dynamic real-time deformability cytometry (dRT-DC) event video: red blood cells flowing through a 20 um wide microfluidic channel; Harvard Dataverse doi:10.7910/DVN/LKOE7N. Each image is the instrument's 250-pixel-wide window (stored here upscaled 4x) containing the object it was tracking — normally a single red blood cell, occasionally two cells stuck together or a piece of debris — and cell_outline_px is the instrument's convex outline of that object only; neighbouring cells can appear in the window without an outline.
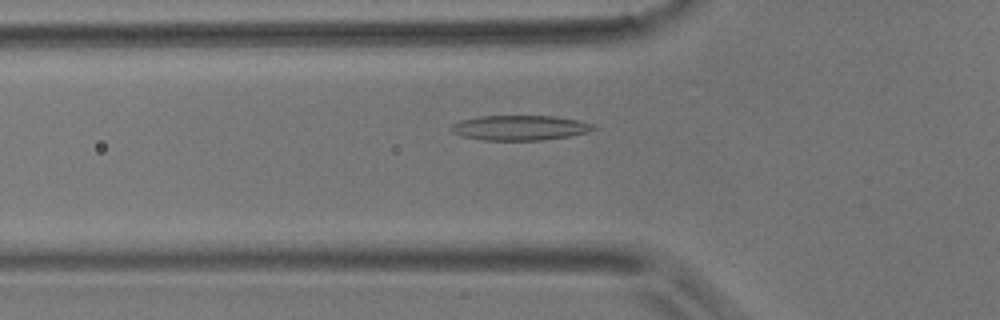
{"species": "common noctule bat (a hibernating species)", "species_latin": "Nyctalus noctula", "temperature_condition": "room temperature", "stored_images_in_passage": 40, "camera_frame_rate_fps": 3000, "um_per_image_px": 0.085, "animal": {"sex": "male", "body_mass_g": 17.9}, "frame": {"image": 1, "passage_image": 4, "time_ms": 1.0, "image_size_px": [1000, 320], "cell_outline_px": [[596, 128], [588, 132], [568, 136], [544, 140], [484, 140], [460, 136], [452, 132], [448, 128], [452, 124], [460, 120], [480, 116], [556, 116], [576, 120], [592, 124]], "centroid_in_image_um": [44.13, 10.86], "position_along_channel_um": 81.7, "area_um2": 20.69}}
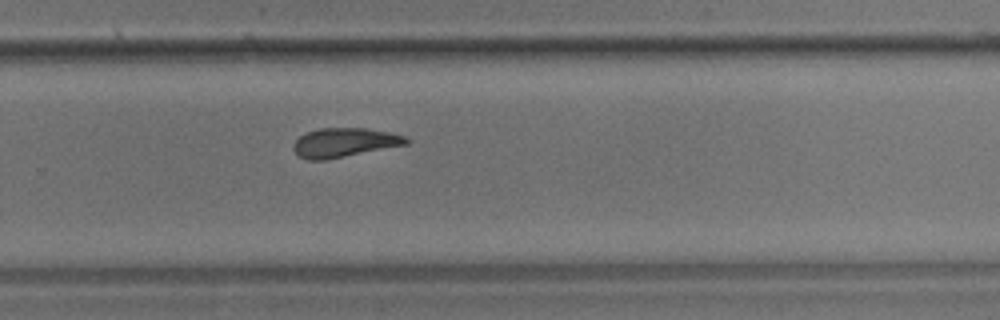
{"frame": {"image": 2, "passage_image": 22, "time_ms": 7.0, "image_size_px": [1000, 320], "cell_outline_px": [[408, 144], [324, 160], [308, 160], [300, 156], [292, 148], [296, 140], [300, 136], [308, 132], [320, 128], [368, 128], [392, 132], [404, 136], [408, 140]], "centroid_in_image_um": [29.28, 12.1], "position_along_channel_um": 300.5, "area_um2": 18.96}}
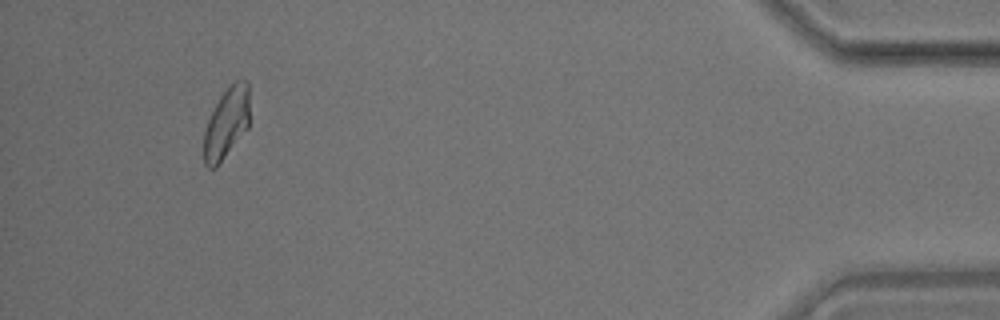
{"frame": {"image": 3, "passage_image": 37, "time_ms": 12.0, "image_size_px": [1000, 320], "cell_outline_px": [[248, 128], [216, 168], [208, 168], [204, 164], [204, 132], [208, 120], [220, 96], [236, 80], [248, 80]], "centroid_in_image_um": [19.24, 10.49], "position_along_channel_um": 416.0, "area_um2": 18.61}, "authors_computed_cell_mechanics": {"area_um2": 19.363, "velocity_mm_per_s": 3.6399, "shape_relaxation_time_tau1_ms": 8.7515, "shape_relaxation_time_tau2_ms": 4.2073, "deformation_change_tau1": 0.1892, "deformation_change_tau2": 0.1222}}